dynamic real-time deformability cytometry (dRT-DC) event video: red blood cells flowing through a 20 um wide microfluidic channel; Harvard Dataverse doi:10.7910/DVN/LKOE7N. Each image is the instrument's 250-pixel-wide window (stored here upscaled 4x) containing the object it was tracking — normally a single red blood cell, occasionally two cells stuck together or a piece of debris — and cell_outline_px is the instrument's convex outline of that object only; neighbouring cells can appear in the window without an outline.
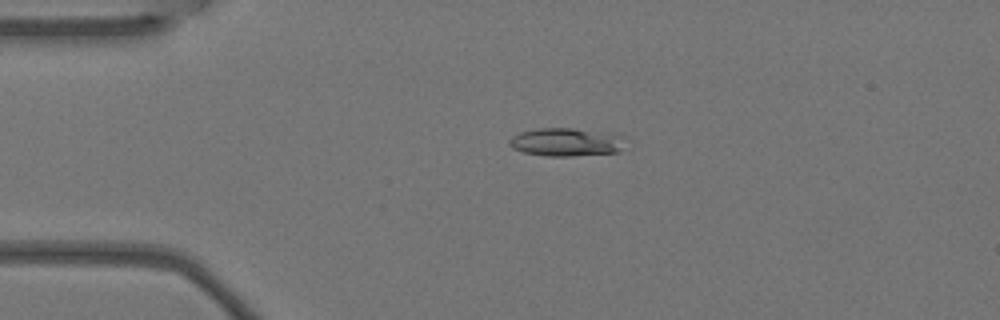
{"species": "Egyptian fruit bat (a non-hibernating species)", "species_latin": "Rousettus aegyptiacus", "temperature_condition": "warm", "stored_images_in_passage": 5, "camera_frame_rate_fps": 3000, "um_per_image_px": 0.085, "animal": {"sex": "female"}, "frame": {"image": 1, "passage_image": 4, "time_ms": 1.0, "image_size_px": [1000, 320], "cell_outline_px": [[628, 136], [620, 152], [572, 156], [548, 156], [524, 152], [512, 148], [508, 144], [508, 140], [512, 136], [520, 132], [540, 128], [572, 128], [612, 132]], "centroid_in_image_um": [48.21, 12.06], "position_along_channel_um": 36.8, "area_um2": 19.54}}